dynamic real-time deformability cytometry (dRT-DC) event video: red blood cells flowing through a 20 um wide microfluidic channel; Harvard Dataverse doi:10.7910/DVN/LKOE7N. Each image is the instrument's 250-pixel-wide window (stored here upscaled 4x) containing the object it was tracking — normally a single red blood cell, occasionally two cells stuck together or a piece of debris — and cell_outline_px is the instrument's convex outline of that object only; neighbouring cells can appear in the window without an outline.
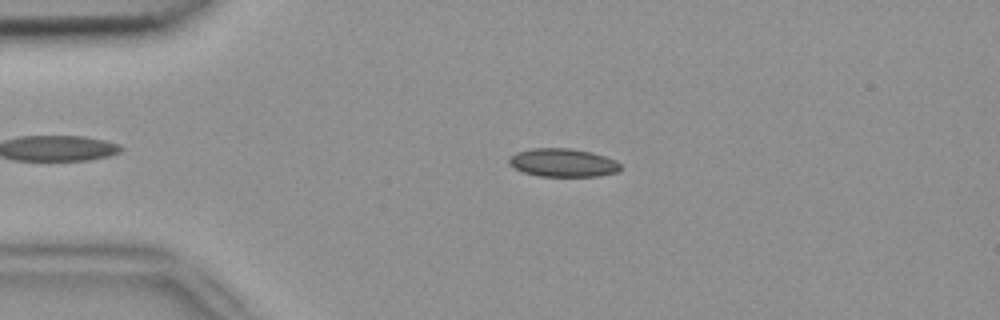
{"species": "common noctule bat (a hibernating species)", "species_latin": "Nyctalus noctula", "temperature_condition": "room temperature", "stored_images_in_passage": 3, "camera_frame_rate_fps": 3000, "um_per_image_px": 0.085, "animal": {"sex": "female", "body_mass_g": 18.4}, "frame": {"image": 1, "passage_image": 2, "time_ms": 0.333, "image_size_px": [1000, 320], "cell_outline_px": [[620, 168], [616, 172], [600, 176], [540, 176], [524, 172], [508, 164], [508, 156], [516, 152], [532, 148], [572, 148], [592, 152], [616, 160], [620, 164]], "centroid_in_image_um": [47.83, 13.82], "position_along_channel_um": 37.2, "area_um2": 18.44}}